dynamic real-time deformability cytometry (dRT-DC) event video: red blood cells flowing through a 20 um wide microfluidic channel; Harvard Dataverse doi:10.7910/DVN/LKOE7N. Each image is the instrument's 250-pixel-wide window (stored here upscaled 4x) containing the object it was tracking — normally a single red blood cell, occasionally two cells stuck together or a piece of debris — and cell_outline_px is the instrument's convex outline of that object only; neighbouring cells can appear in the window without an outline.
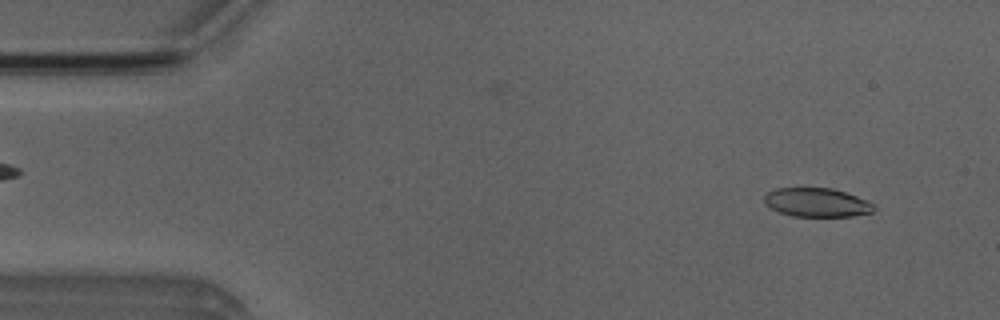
{"species": "Egyptian fruit bat (a non-hibernating species)", "species_latin": "Rousettus aegyptiacus", "temperature_condition": "room temperature", "stored_images_in_passage": 50, "camera_frame_rate_fps": 3000, "um_per_image_px": 0.085, "animal": {"sex": "male"}, "frame": {"image": 1, "passage_image": 4, "time_ms": 1.0, "image_size_px": [1000, 320], "cell_outline_px": [[876, 208], [872, 212], [852, 216], [792, 216], [780, 212], [764, 204], [764, 196], [768, 192], [776, 188], [832, 188], [868, 200]], "centroid_in_image_um": [69.42, 17.21], "position_along_channel_um": 15.6, "area_um2": 18.32}}
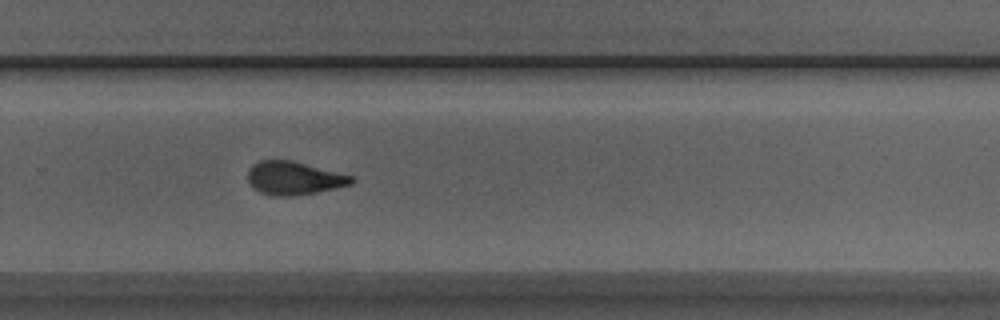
{"frame": {"image": 2, "passage_image": 33, "time_ms": 10.667, "image_size_px": [1000, 320], "cell_outline_px": [[356, 180], [352, 184], [336, 188], [296, 196], [272, 196], [260, 192], [248, 180], [248, 168], [252, 164], [260, 160], [292, 160], [352, 176]], "centroid_in_image_um": [24.99, 15.14], "position_along_channel_um": 304.8, "area_um2": 20.06}}
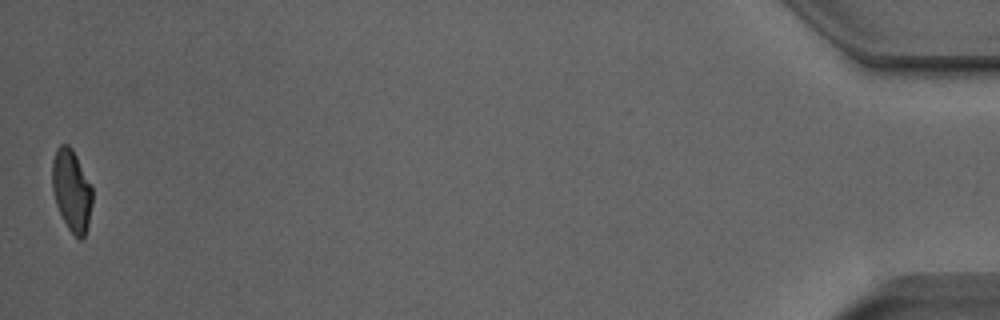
{"frame": {"image": 3, "passage_image": 50, "time_ms": 16.333, "image_size_px": [1000, 320], "cell_outline_px": [[92, 204], [88, 224], [84, 236], [80, 240], [68, 228], [56, 204], [52, 188], [52, 160], [56, 148], [60, 144], [68, 144], [72, 148], [92, 188]], "centroid_in_image_um": [6.07, 16.16], "position_along_channel_um": 429.1, "area_um2": 18.9}, "authors_computed_cell_mechanics": {"area_um2": 20.0277, "velocity_mm_per_s": 4.0046, "shape_relaxation_time_tau1_ms": 5.2173, "shape_relaxation_time_tau2_ms": 1.5041, "deformation_change_tau1": 0.2068, "deformation_change_tau2": 0.0964}}